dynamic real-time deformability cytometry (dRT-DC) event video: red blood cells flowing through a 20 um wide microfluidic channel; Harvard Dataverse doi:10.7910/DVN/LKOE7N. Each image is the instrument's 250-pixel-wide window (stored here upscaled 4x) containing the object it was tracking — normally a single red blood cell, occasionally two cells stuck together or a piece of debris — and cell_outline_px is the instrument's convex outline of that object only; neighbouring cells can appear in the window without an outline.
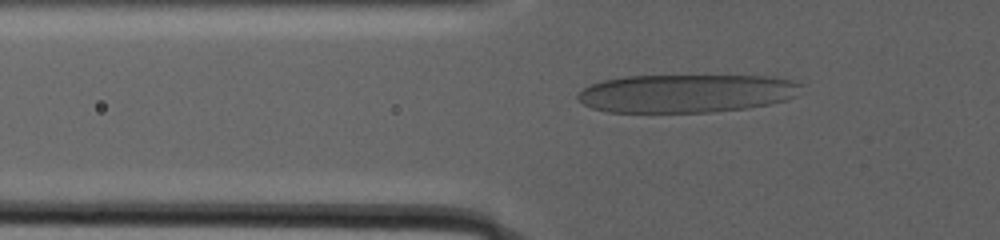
{"species": "human", "species_latin": "Homo sapiens", "temperature_condition": "warm", "stored_images_in_passage": 52, "camera_frame_rate_fps": 3000, "um_per_image_px": 0.085, "donor": {"sex": "male"}, "frame": {"image": 1, "passage_image": 12, "time_ms": 11.333, "image_size_px": [1000, 240], "cell_outline_px": [[804, 84], [796, 96], [788, 100], [748, 108], [708, 112], [608, 112], [592, 108], [584, 104], [576, 96], [588, 84], [604, 80], [624, 76], [772, 76], [792, 80]], "centroid_in_image_um": [58.37, 7.93], "position_along_channel_um": 67.4, "area_um2": 50.05}}
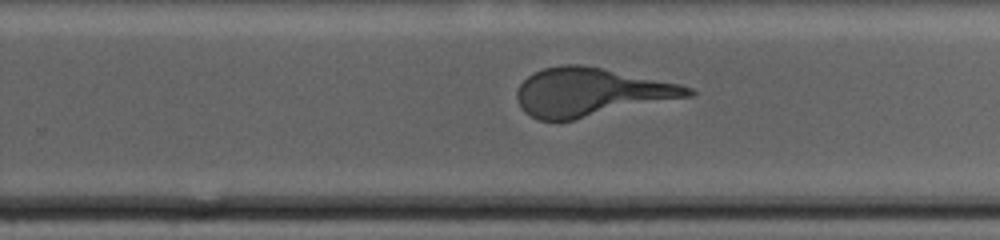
{"frame": {"image": 2, "passage_image": 36, "time_ms": 21.333, "image_size_px": [1000, 240], "cell_outline_px": [[696, 92], [692, 96], [572, 120], [540, 120], [524, 112], [520, 108], [516, 96], [516, 92], [520, 84], [532, 72], [544, 68], [560, 64], [584, 64], [680, 84], [692, 88]], "centroid_in_image_um": [50.2, 7.82], "position_along_channel_um": 279.6, "area_um2": 48.15}}
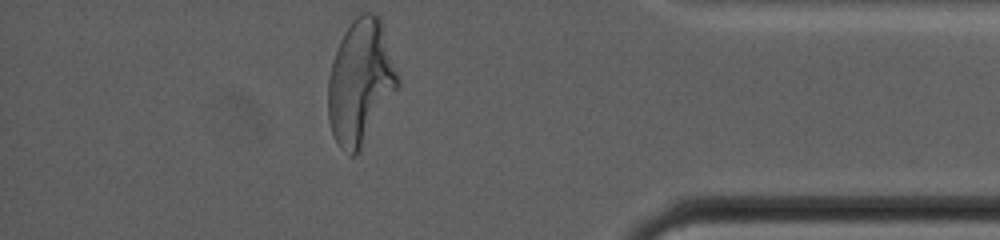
{"frame": {"image": 3, "passage_image": 52, "time_ms": 28.0, "image_size_px": [1000, 240], "cell_outline_px": [[400, 84], [360, 152], [356, 156], [348, 156], [340, 148], [332, 132], [328, 120], [328, 80], [332, 60], [336, 48], [344, 32], [352, 20], [360, 12], [376, 12], [380, 16], [400, 80]], "centroid_in_image_um": [30.64, 6.97], "position_along_channel_um": 404.6, "area_um2": 51.04}}